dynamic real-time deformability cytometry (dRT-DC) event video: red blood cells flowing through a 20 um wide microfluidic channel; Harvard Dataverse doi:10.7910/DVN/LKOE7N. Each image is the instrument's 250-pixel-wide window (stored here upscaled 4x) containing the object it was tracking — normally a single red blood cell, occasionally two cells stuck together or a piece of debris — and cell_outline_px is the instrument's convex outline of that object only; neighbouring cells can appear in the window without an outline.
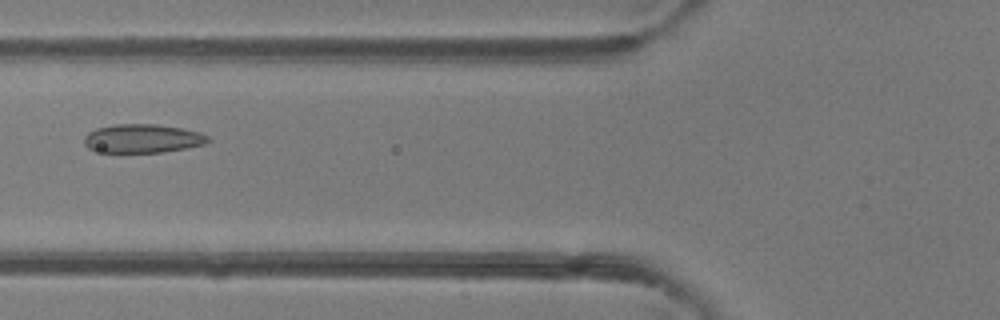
{"species": "common noctule bat (a hibernating species)", "species_latin": "Nyctalus noctula", "temperature_condition": "room temperature", "stored_images_in_passage": 48, "camera_frame_rate_fps": 3000, "um_per_image_px": 0.085, "animal": {"sex": "female"}, "frame": {"image": 1, "passage_image": 19, "time_ms": 6.0, "image_size_px": [1000, 320], "cell_outline_px": [[212, 140], [204, 144], [184, 148], [160, 152], [104, 152], [88, 148], [84, 144], [84, 136], [88, 132], [96, 128], [116, 124], [156, 124], [180, 128], [200, 132], [208, 136]], "centroid_in_image_um": [12.11, 11.76], "position_along_channel_um": 113.7, "area_um2": 20.58}}
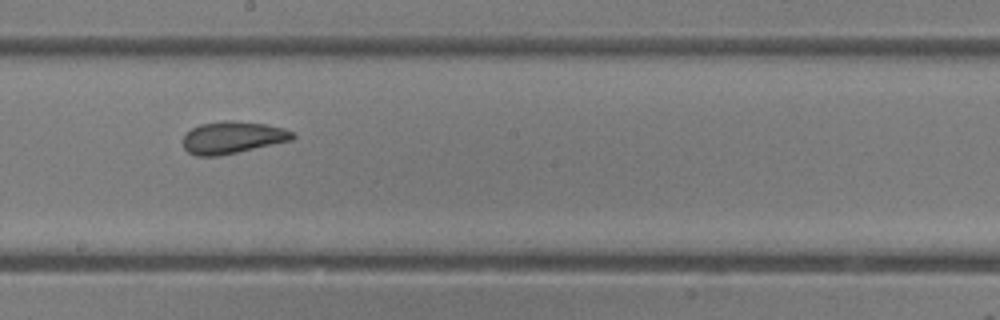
{"frame": {"image": 2, "passage_image": 27, "time_ms": 8.667, "image_size_px": [1000, 320], "cell_outline_px": [[296, 136], [292, 140], [220, 156], [196, 156], [188, 152], [184, 148], [184, 136], [192, 128], [200, 124], [224, 120], [228, 120], [264, 124], [284, 128], [296, 132]], "centroid_in_image_um": [19.79, 11.69], "position_along_channel_um": 228.4, "area_um2": 20.52}}
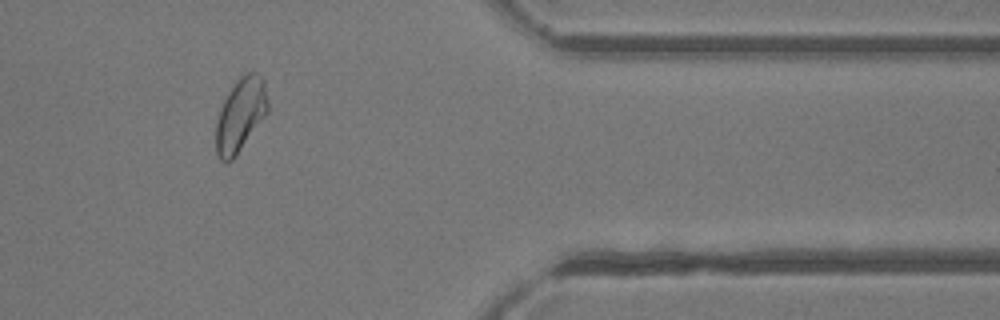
{"frame": {"image": 3, "passage_image": 40, "time_ms": 13.0, "image_size_px": [1000, 320], "cell_outline_px": [[268, 112], [236, 156], [232, 160], [220, 160], [216, 152], [216, 120], [220, 108], [228, 92], [236, 80], [240, 76], [248, 72], [256, 72], [264, 80], [268, 100]], "centroid_in_image_um": [20.44, 9.74], "position_along_channel_um": 391.0, "area_um2": 22.2}, "authors_computed_cell_mechanics": {"area_um2": 22.2819, "velocity_mm_per_s": 4.3006, "shape_relaxation_time_tau1_ms": null, "shape_relaxation_time_tau2_ms": 1.1351, "deformation_change_tau1": null, "deformation_change_tau2": 0.0587}}